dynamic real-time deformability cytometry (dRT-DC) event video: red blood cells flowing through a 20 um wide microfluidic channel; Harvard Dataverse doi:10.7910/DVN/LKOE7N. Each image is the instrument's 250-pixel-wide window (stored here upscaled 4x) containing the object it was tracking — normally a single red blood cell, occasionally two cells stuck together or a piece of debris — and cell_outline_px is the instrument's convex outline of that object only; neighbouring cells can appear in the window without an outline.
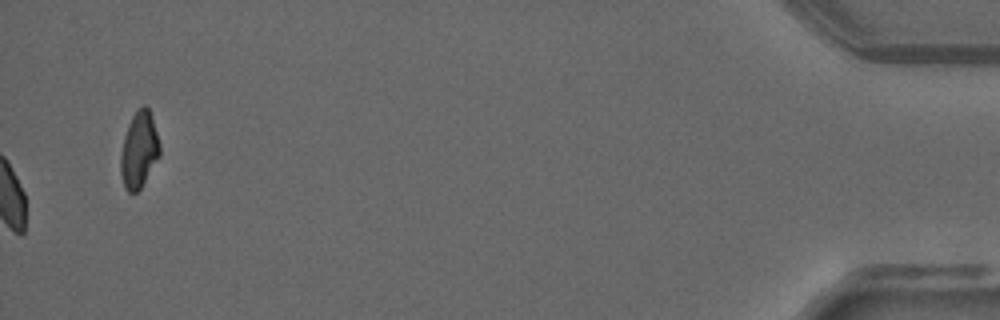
{"species": "common noctule bat (a hibernating species)", "species_latin": "Nyctalus noctula", "temperature_condition": "warm", "stored_images_in_passage": 54, "camera_frame_rate_fps": 3000, "um_per_image_px": 0.085, "animal": {"sex": "male", "forearm_length_mm": 52.5}, "frame": {"image": 1, "passage_image": 54, "time_ms": 17.667, "image_size_px": [1000, 320], "cell_outline_px": [[160, 156], [140, 188], [136, 192], [128, 192], [124, 188], [120, 172], [120, 156], [124, 136], [128, 124], [132, 116], [144, 104], [148, 108], [152, 116], [160, 144]], "centroid_in_image_um": [11.81, 12.75], "position_along_channel_um": 423.4, "area_um2": 17.34}, "authors_computed_cell_mechanics": {"area_um2": 15.7794, "velocity_mm_per_s": 3.8198, "shape_relaxation_time_tau1_ms": null, "shape_relaxation_time_tau2_ms": 1.7791, "deformation_change_tau1": null, "deformation_change_tau2": 0.0564}}